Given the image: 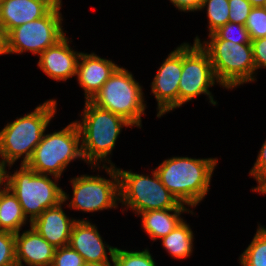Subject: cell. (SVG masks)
Instances as JSON below:
<instances>
[{
  "instance_id": "4dcf8cb0",
  "label": "cell",
  "mask_w": 266,
  "mask_h": 266,
  "mask_svg": "<svg viewBox=\"0 0 266 266\" xmlns=\"http://www.w3.org/2000/svg\"><path fill=\"white\" fill-rule=\"evenodd\" d=\"M263 174H266V140L261 146L256 162L249 172V175L253 176L255 180H257Z\"/></svg>"
},
{
  "instance_id": "9a60e30c",
  "label": "cell",
  "mask_w": 266,
  "mask_h": 266,
  "mask_svg": "<svg viewBox=\"0 0 266 266\" xmlns=\"http://www.w3.org/2000/svg\"><path fill=\"white\" fill-rule=\"evenodd\" d=\"M62 0H0V28L12 29L45 16Z\"/></svg>"
},
{
  "instance_id": "cb8c5ba5",
  "label": "cell",
  "mask_w": 266,
  "mask_h": 266,
  "mask_svg": "<svg viewBox=\"0 0 266 266\" xmlns=\"http://www.w3.org/2000/svg\"><path fill=\"white\" fill-rule=\"evenodd\" d=\"M113 262L114 266H156L148 249L127 251L116 248Z\"/></svg>"
},
{
  "instance_id": "83f0119b",
  "label": "cell",
  "mask_w": 266,
  "mask_h": 266,
  "mask_svg": "<svg viewBox=\"0 0 266 266\" xmlns=\"http://www.w3.org/2000/svg\"><path fill=\"white\" fill-rule=\"evenodd\" d=\"M83 257L70 245L56 248L51 266H84Z\"/></svg>"
},
{
  "instance_id": "e575fe53",
  "label": "cell",
  "mask_w": 266,
  "mask_h": 266,
  "mask_svg": "<svg viewBox=\"0 0 266 266\" xmlns=\"http://www.w3.org/2000/svg\"><path fill=\"white\" fill-rule=\"evenodd\" d=\"M6 35L0 28V55H6Z\"/></svg>"
},
{
  "instance_id": "836d02e7",
  "label": "cell",
  "mask_w": 266,
  "mask_h": 266,
  "mask_svg": "<svg viewBox=\"0 0 266 266\" xmlns=\"http://www.w3.org/2000/svg\"><path fill=\"white\" fill-rule=\"evenodd\" d=\"M257 187H253L252 190L254 192L262 193L263 195L266 194V174L260 176L257 180Z\"/></svg>"
},
{
  "instance_id": "d4e9b609",
  "label": "cell",
  "mask_w": 266,
  "mask_h": 266,
  "mask_svg": "<svg viewBox=\"0 0 266 266\" xmlns=\"http://www.w3.org/2000/svg\"><path fill=\"white\" fill-rule=\"evenodd\" d=\"M250 39L266 37V10L263 7H253L245 23Z\"/></svg>"
},
{
  "instance_id": "7402d4cb",
  "label": "cell",
  "mask_w": 266,
  "mask_h": 266,
  "mask_svg": "<svg viewBox=\"0 0 266 266\" xmlns=\"http://www.w3.org/2000/svg\"><path fill=\"white\" fill-rule=\"evenodd\" d=\"M242 266H266V228L258 226L253 240L240 255Z\"/></svg>"
},
{
  "instance_id": "ba28073f",
  "label": "cell",
  "mask_w": 266,
  "mask_h": 266,
  "mask_svg": "<svg viewBox=\"0 0 266 266\" xmlns=\"http://www.w3.org/2000/svg\"><path fill=\"white\" fill-rule=\"evenodd\" d=\"M119 175V193L122 206L132 209L135 214L145 211L185 207L163 185L159 175L152 171L149 175L137 174L117 168Z\"/></svg>"
},
{
  "instance_id": "7a4b0ae2",
  "label": "cell",
  "mask_w": 266,
  "mask_h": 266,
  "mask_svg": "<svg viewBox=\"0 0 266 266\" xmlns=\"http://www.w3.org/2000/svg\"><path fill=\"white\" fill-rule=\"evenodd\" d=\"M82 113V122H75L81 135L84 161L90 166H97L98 169L101 167V162L115 166L107 157L114 149L122 127H132L133 125L123 117L96 106L90 100L85 101Z\"/></svg>"
},
{
  "instance_id": "d6986e66",
  "label": "cell",
  "mask_w": 266,
  "mask_h": 266,
  "mask_svg": "<svg viewBox=\"0 0 266 266\" xmlns=\"http://www.w3.org/2000/svg\"><path fill=\"white\" fill-rule=\"evenodd\" d=\"M190 212L186 207H175L172 209H159L152 211H145L139 213L142 219V226L146 234L151 240L161 239L167 236L173 229H175L182 221L181 214Z\"/></svg>"
},
{
  "instance_id": "1f68e13d",
  "label": "cell",
  "mask_w": 266,
  "mask_h": 266,
  "mask_svg": "<svg viewBox=\"0 0 266 266\" xmlns=\"http://www.w3.org/2000/svg\"><path fill=\"white\" fill-rule=\"evenodd\" d=\"M179 11L194 12L200 11L203 0H170Z\"/></svg>"
},
{
  "instance_id": "5bb4252c",
  "label": "cell",
  "mask_w": 266,
  "mask_h": 266,
  "mask_svg": "<svg viewBox=\"0 0 266 266\" xmlns=\"http://www.w3.org/2000/svg\"><path fill=\"white\" fill-rule=\"evenodd\" d=\"M69 196L63 192V201L58 205L44 210L30 225L53 247L61 248L69 245L73 224L80 219L67 217L62 205Z\"/></svg>"
},
{
  "instance_id": "9c48e42d",
  "label": "cell",
  "mask_w": 266,
  "mask_h": 266,
  "mask_svg": "<svg viewBox=\"0 0 266 266\" xmlns=\"http://www.w3.org/2000/svg\"><path fill=\"white\" fill-rule=\"evenodd\" d=\"M58 2L45 16L17 26L6 35V53L22 54L30 51L40 55L65 36L63 17Z\"/></svg>"
},
{
  "instance_id": "484cf974",
  "label": "cell",
  "mask_w": 266,
  "mask_h": 266,
  "mask_svg": "<svg viewBox=\"0 0 266 266\" xmlns=\"http://www.w3.org/2000/svg\"><path fill=\"white\" fill-rule=\"evenodd\" d=\"M221 40H227L234 43H251L250 35L245 25L228 22L214 32Z\"/></svg>"
},
{
  "instance_id": "8d00e7d4",
  "label": "cell",
  "mask_w": 266,
  "mask_h": 266,
  "mask_svg": "<svg viewBox=\"0 0 266 266\" xmlns=\"http://www.w3.org/2000/svg\"><path fill=\"white\" fill-rule=\"evenodd\" d=\"M253 7H262L265 0H248Z\"/></svg>"
},
{
  "instance_id": "4fadbf2b",
  "label": "cell",
  "mask_w": 266,
  "mask_h": 266,
  "mask_svg": "<svg viewBox=\"0 0 266 266\" xmlns=\"http://www.w3.org/2000/svg\"><path fill=\"white\" fill-rule=\"evenodd\" d=\"M98 232L97 227L84 218L73 224L69 245L83 257L85 263L110 262L105 248L113 262L117 247L103 243Z\"/></svg>"
},
{
  "instance_id": "603a6c76",
  "label": "cell",
  "mask_w": 266,
  "mask_h": 266,
  "mask_svg": "<svg viewBox=\"0 0 266 266\" xmlns=\"http://www.w3.org/2000/svg\"><path fill=\"white\" fill-rule=\"evenodd\" d=\"M207 7L209 35L229 22L228 0H203L200 10Z\"/></svg>"
},
{
  "instance_id": "44dd1931",
  "label": "cell",
  "mask_w": 266,
  "mask_h": 266,
  "mask_svg": "<svg viewBox=\"0 0 266 266\" xmlns=\"http://www.w3.org/2000/svg\"><path fill=\"white\" fill-rule=\"evenodd\" d=\"M165 250L176 259L190 257L193 252V231L186 221H182L167 236L161 238Z\"/></svg>"
},
{
  "instance_id": "ffe728a7",
  "label": "cell",
  "mask_w": 266,
  "mask_h": 266,
  "mask_svg": "<svg viewBox=\"0 0 266 266\" xmlns=\"http://www.w3.org/2000/svg\"><path fill=\"white\" fill-rule=\"evenodd\" d=\"M27 220L13 192L7 187L0 189V229L17 233Z\"/></svg>"
},
{
  "instance_id": "74e56055",
  "label": "cell",
  "mask_w": 266,
  "mask_h": 266,
  "mask_svg": "<svg viewBox=\"0 0 266 266\" xmlns=\"http://www.w3.org/2000/svg\"><path fill=\"white\" fill-rule=\"evenodd\" d=\"M262 7L266 10V0H265V3Z\"/></svg>"
},
{
  "instance_id": "52a82bcc",
  "label": "cell",
  "mask_w": 266,
  "mask_h": 266,
  "mask_svg": "<svg viewBox=\"0 0 266 266\" xmlns=\"http://www.w3.org/2000/svg\"><path fill=\"white\" fill-rule=\"evenodd\" d=\"M80 142L81 135L76 122L58 132L43 134L27 165L37 174L61 178L70 162L76 159L84 161Z\"/></svg>"
},
{
  "instance_id": "30bf717a",
  "label": "cell",
  "mask_w": 266,
  "mask_h": 266,
  "mask_svg": "<svg viewBox=\"0 0 266 266\" xmlns=\"http://www.w3.org/2000/svg\"><path fill=\"white\" fill-rule=\"evenodd\" d=\"M103 169L109 174L110 179L99 175H81L70 180L73 196L68 204L69 208L78 211L97 212L117 208L120 201L119 175L115 166L102 164Z\"/></svg>"
},
{
  "instance_id": "8fae6325",
  "label": "cell",
  "mask_w": 266,
  "mask_h": 266,
  "mask_svg": "<svg viewBox=\"0 0 266 266\" xmlns=\"http://www.w3.org/2000/svg\"><path fill=\"white\" fill-rule=\"evenodd\" d=\"M217 84L208 53L199 43L182 44V73L178 87V107L201 94L207 95L209 102L216 105L209 88Z\"/></svg>"
},
{
  "instance_id": "f546056e",
  "label": "cell",
  "mask_w": 266,
  "mask_h": 266,
  "mask_svg": "<svg viewBox=\"0 0 266 266\" xmlns=\"http://www.w3.org/2000/svg\"><path fill=\"white\" fill-rule=\"evenodd\" d=\"M253 61L257 69H266V37L251 41Z\"/></svg>"
},
{
  "instance_id": "6da1fadb",
  "label": "cell",
  "mask_w": 266,
  "mask_h": 266,
  "mask_svg": "<svg viewBox=\"0 0 266 266\" xmlns=\"http://www.w3.org/2000/svg\"><path fill=\"white\" fill-rule=\"evenodd\" d=\"M217 158L172 157L155 171L163 185L187 207H196L207 195Z\"/></svg>"
},
{
  "instance_id": "2e32d148",
  "label": "cell",
  "mask_w": 266,
  "mask_h": 266,
  "mask_svg": "<svg viewBox=\"0 0 266 266\" xmlns=\"http://www.w3.org/2000/svg\"><path fill=\"white\" fill-rule=\"evenodd\" d=\"M66 35L39 55L38 67L56 81H65L76 76L81 52L72 50Z\"/></svg>"
},
{
  "instance_id": "d6a6232c",
  "label": "cell",
  "mask_w": 266,
  "mask_h": 266,
  "mask_svg": "<svg viewBox=\"0 0 266 266\" xmlns=\"http://www.w3.org/2000/svg\"><path fill=\"white\" fill-rule=\"evenodd\" d=\"M0 189L4 188L7 186V170H6V166H8L6 164V162L4 161V159L2 158V154L0 152ZM4 186V187H3Z\"/></svg>"
},
{
  "instance_id": "f1b7e54d",
  "label": "cell",
  "mask_w": 266,
  "mask_h": 266,
  "mask_svg": "<svg viewBox=\"0 0 266 266\" xmlns=\"http://www.w3.org/2000/svg\"><path fill=\"white\" fill-rule=\"evenodd\" d=\"M229 22L245 25L253 6L248 0H228Z\"/></svg>"
},
{
  "instance_id": "e0dca14e",
  "label": "cell",
  "mask_w": 266,
  "mask_h": 266,
  "mask_svg": "<svg viewBox=\"0 0 266 266\" xmlns=\"http://www.w3.org/2000/svg\"><path fill=\"white\" fill-rule=\"evenodd\" d=\"M55 249L31 225L22 234L15 233L17 266H51Z\"/></svg>"
},
{
  "instance_id": "d590c367",
  "label": "cell",
  "mask_w": 266,
  "mask_h": 266,
  "mask_svg": "<svg viewBox=\"0 0 266 266\" xmlns=\"http://www.w3.org/2000/svg\"><path fill=\"white\" fill-rule=\"evenodd\" d=\"M84 266H114V262L113 265H111L110 262H101V263H85Z\"/></svg>"
},
{
  "instance_id": "3957f363",
  "label": "cell",
  "mask_w": 266,
  "mask_h": 266,
  "mask_svg": "<svg viewBox=\"0 0 266 266\" xmlns=\"http://www.w3.org/2000/svg\"><path fill=\"white\" fill-rule=\"evenodd\" d=\"M56 106L55 99L47 100L31 113L7 123L0 131V152L9 167L21 157L23 158L21 164L30 161L36 146L56 114Z\"/></svg>"
},
{
  "instance_id": "4316f807",
  "label": "cell",
  "mask_w": 266,
  "mask_h": 266,
  "mask_svg": "<svg viewBox=\"0 0 266 266\" xmlns=\"http://www.w3.org/2000/svg\"><path fill=\"white\" fill-rule=\"evenodd\" d=\"M0 266H17L13 232L0 231Z\"/></svg>"
},
{
  "instance_id": "7c38bea8",
  "label": "cell",
  "mask_w": 266,
  "mask_h": 266,
  "mask_svg": "<svg viewBox=\"0 0 266 266\" xmlns=\"http://www.w3.org/2000/svg\"><path fill=\"white\" fill-rule=\"evenodd\" d=\"M181 73L182 44L163 61L151 84V92L158 102V118L178 108V87Z\"/></svg>"
},
{
  "instance_id": "5b68a950",
  "label": "cell",
  "mask_w": 266,
  "mask_h": 266,
  "mask_svg": "<svg viewBox=\"0 0 266 266\" xmlns=\"http://www.w3.org/2000/svg\"><path fill=\"white\" fill-rule=\"evenodd\" d=\"M45 174H37L27 164H21L14 174L7 172V188L17 197L24 215L31 223L44 210L63 201V189Z\"/></svg>"
},
{
  "instance_id": "8992f818",
  "label": "cell",
  "mask_w": 266,
  "mask_h": 266,
  "mask_svg": "<svg viewBox=\"0 0 266 266\" xmlns=\"http://www.w3.org/2000/svg\"><path fill=\"white\" fill-rule=\"evenodd\" d=\"M90 101L123 117L133 126L142 127L141 116L147 107L142 87L125 68L118 66Z\"/></svg>"
},
{
  "instance_id": "277c9868",
  "label": "cell",
  "mask_w": 266,
  "mask_h": 266,
  "mask_svg": "<svg viewBox=\"0 0 266 266\" xmlns=\"http://www.w3.org/2000/svg\"><path fill=\"white\" fill-rule=\"evenodd\" d=\"M209 41L198 36L194 43L208 53L214 75L222 87L232 89L242 84L255 81L256 67L253 61L251 43H234L219 39L214 33L208 35Z\"/></svg>"
},
{
  "instance_id": "ac0fdd59",
  "label": "cell",
  "mask_w": 266,
  "mask_h": 266,
  "mask_svg": "<svg viewBox=\"0 0 266 266\" xmlns=\"http://www.w3.org/2000/svg\"><path fill=\"white\" fill-rule=\"evenodd\" d=\"M118 65L111 60L97 56L95 53H82L77 63L76 76L84 90L85 101L91 100L110 78Z\"/></svg>"
}]
</instances>
